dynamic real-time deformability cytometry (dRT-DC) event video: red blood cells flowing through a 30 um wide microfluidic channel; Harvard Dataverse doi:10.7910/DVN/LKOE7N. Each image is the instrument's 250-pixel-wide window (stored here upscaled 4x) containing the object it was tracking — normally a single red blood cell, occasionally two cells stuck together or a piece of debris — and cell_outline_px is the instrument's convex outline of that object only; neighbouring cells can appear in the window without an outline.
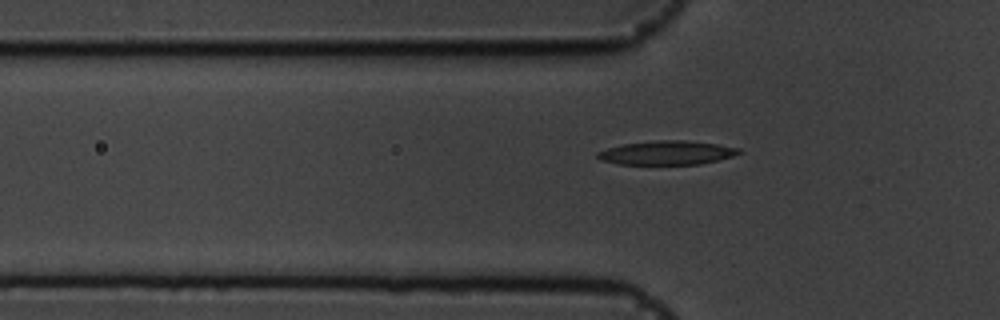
{"species": "common noctule bat (a hibernating species)", "species_latin": "Nyctalus noctula", "temperature_condition": "cold", "stored_images_in_passage": 40, "camera_frame_rate_fps": 3000, "um_per_image_px": 0.085, "animal": {"sex": "male", "body_mass_g": 19.5, "forearm_length_mm": 54.6}, "frame": {"image": 1, "passage_image": 2, "time_ms": 0.333, "image_size_px": [1000, 320], "cell_outline_px": [[744, 152], [732, 156], [700, 164], [620, 164], [600, 160], [596, 156], [596, 152], [608, 148], [624, 144], [660, 140], [684, 140], [716, 144], [740, 148]], "centroid_in_image_um": [56.69, 12.98], "position_along_channel_um": 69.1, "area_um2": 19.54}}
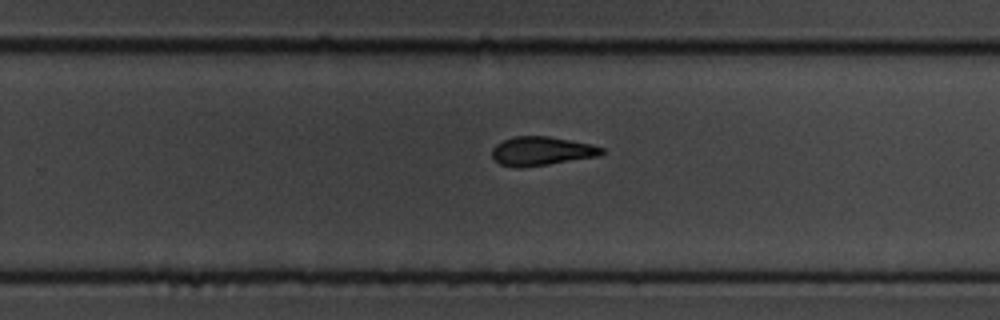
{"frame": {"image": 2, "passage_image": 20, "time_ms": 6.333, "image_size_px": [1000, 320], "cell_outline_px": [[604, 152], [596, 156], [548, 164], [520, 168], [500, 164], [492, 156], [492, 148], [496, 144], [504, 140], [516, 136], [548, 136], [592, 144], [604, 148]], "centroid_in_image_um": [46.01, 12.83], "position_along_channel_um": 283.8, "area_um2": 18.21}}
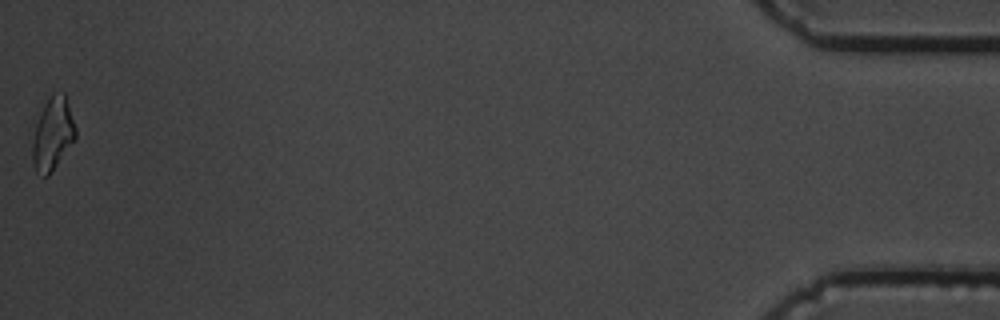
{"frame": {"image": 3, "passage_image": 40, "time_ms": 13.0, "image_size_px": [1000, 320], "cell_outline_px": [[76, 136], [48, 176], [44, 176], [36, 172], [32, 160], [32, 144], [36, 124], [40, 112], [52, 92], [64, 92], [76, 128]], "centroid_in_image_um": [4.46, 11.36], "position_along_channel_um": 430.7, "area_um2": 17.86}, "authors_computed_cell_mechanics": {"area_um2": 18.785, "velocity_mm_per_s": 3.5876, "shape_relaxation_time_tau1_ms": 3.3087, "shape_relaxation_time_tau2_ms": 3.3043, "deformation_change_tau1": 0.1366, "deformation_change_tau2": 0.1034}}